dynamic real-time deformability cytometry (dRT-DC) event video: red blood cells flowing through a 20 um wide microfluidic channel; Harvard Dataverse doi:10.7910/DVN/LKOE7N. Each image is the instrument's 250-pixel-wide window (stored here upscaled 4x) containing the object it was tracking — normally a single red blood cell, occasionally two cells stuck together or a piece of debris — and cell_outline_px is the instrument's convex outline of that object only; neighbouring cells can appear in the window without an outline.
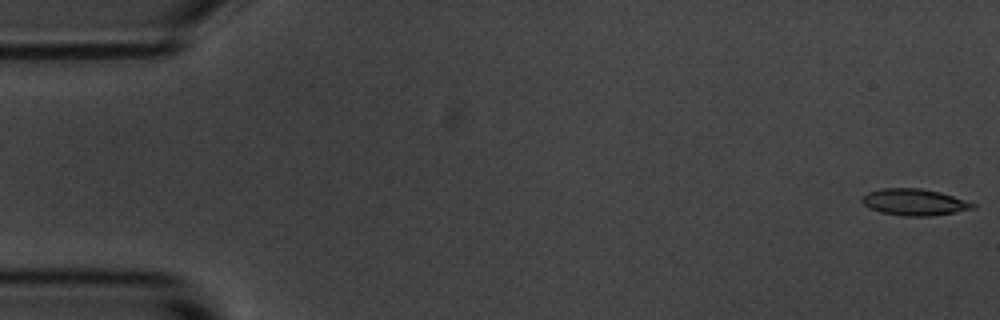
{"species": "common noctule bat (a hibernating species)", "species_latin": "Nyctalus noctula", "temperature_condition": "room temperature", "stored_images_in_passage": 6, "camera_frame_rate_fps": 3000, "um_per_image_px": 0.085, "animal": {"sex": "male", "body_mass_g": 20.1, "forearm_length_mm": 53.5}, "frame": {"image": 1, "passage_image": 1, "time_ms": 0.0, "image_size_px": [1000, 320], "cell_outline_px": [[976, 208], [956, 212], [932, 216], [904, 216], [880, 212], [864, 204], [860, 200], [868, 192], [880, 188], [920, 188], [940, 192], [976, 204]], "centroid_in_image_um": [77.73, 17.18], "position_along_channel_um": 7.3, "area_um2": 17.05}}